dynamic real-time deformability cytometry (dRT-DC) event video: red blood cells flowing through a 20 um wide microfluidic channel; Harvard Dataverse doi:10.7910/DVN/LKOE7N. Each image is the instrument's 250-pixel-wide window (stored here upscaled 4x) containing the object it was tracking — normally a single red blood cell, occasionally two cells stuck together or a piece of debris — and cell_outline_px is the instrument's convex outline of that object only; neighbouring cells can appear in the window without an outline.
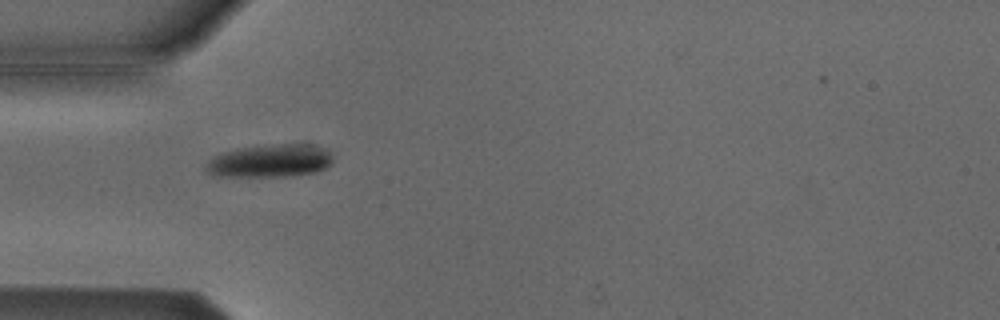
{"species": "Egyptian fruit bat (a non-hibernating species)", "species_latin": "Rousettus aegyptiacus", "temperature_condition": "cold", "stored_images_in_passage": 5, "camera_frame_rate_fps": 3000, "um_per_image_px": 0.085, "animal": {"sex": "male"}, "frame": {"image": 1, "passage_image": 5, "time_ms": 1.333, "image_size_px": [1000, 320], "cell_outline_px": [[332, 164], [328, 168], [316, 172], [292, 176], [212, 176], [204, 168], [208, 160], [212, 156], [224, 152], [244, 148], [272, 144], [312, 144], [332, 148]], "centroid_in_image_um": [23.04, 13.67], "position_along_channel_um": 62.0, "area_um2": 24.8}}